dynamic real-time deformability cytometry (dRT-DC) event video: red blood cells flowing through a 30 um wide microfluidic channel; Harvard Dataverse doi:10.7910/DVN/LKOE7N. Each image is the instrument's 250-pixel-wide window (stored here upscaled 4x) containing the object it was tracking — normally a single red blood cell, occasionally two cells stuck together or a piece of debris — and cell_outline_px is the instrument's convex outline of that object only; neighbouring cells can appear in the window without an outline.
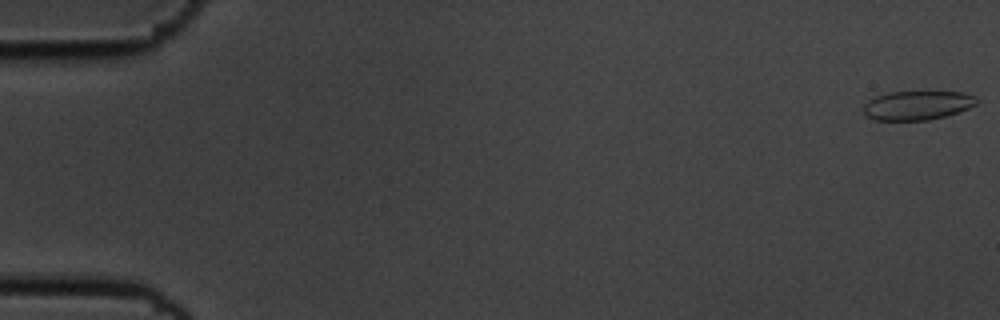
{"species": "common noctule bat (a hibernating species)", "species_latin": "Nyctalus noctula", "temperature_condition": "cold", "stored_images_in_passage": 53, "camera_frame_rate_fps": 3000, "um_per_image_px": 0.085, "animal": {"sex": "male", "body_mass_g": 19.5, "forearm_length_mm": 54.6}, "frame": {"image": 1, "passage_image": 1, "time_ms": 0.0, "image_size_px": [1000, 320], "cell_outline_px": [[980, 100], [976, 104], [960, 112], [928, 120], [876, 120], [868, 116], [864, 112], [864, 104], [868, 100], [876, 96], [888, 92], [964, 92], [976, 96]], "centroid_in_image_um": [78.01, 8.95], "position_along_channel_um": 7.0, "area_um2": 19.19}}
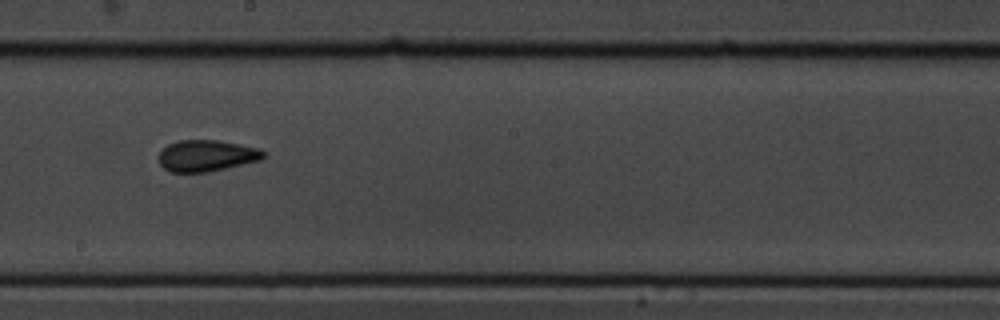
{"frame": {"image": 2, "passage_image": 32, "time_ms": 10.333, "image_size_px": [1000, 320], "cell_outline_px": [[264, 156], [260, 160], [208, 172], [168, 172], [160, 164], [160, 152], [168, 144], [180, 140], [220, 140], [260, 148], [264, 152]], "centroid_in_image_um": [17.56, 13.23], "position_along_channel_um": 230.6, "area_um2": 19.07}}
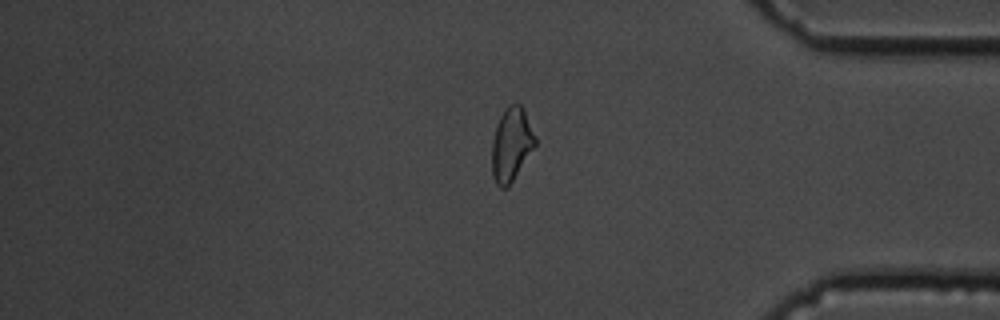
{"frame": {"image": 3, "passage_image": 47, "time_ms": 15.333, "image_size_px": [1000, 320], "cell_outline_px": [[536, 144], [508, 188], [500, 188], [496, 184], [492, 176], [492, 140], [496, 124], [504, 108], [508, 104], [520, 104], [524, 108], [536, 136]], "centroid_in_image_um": [43.46, 12.26], "position_along_channel_um": 391.7, "area_um2": 18.79}, "authors_computed_cell_mechanics": {"area_um2": 19.2474, "velocity_mm_per_s": 3.6237, "shape_relaxation_time_tau1_ms": 3.1161, "shape_relaxation_time_tau2_ms": 3.1737, "deformation_change_tau1": 0.0739, "deformation_change_tau2": 0.0845}}